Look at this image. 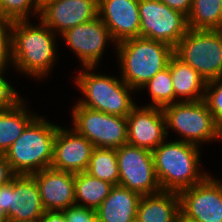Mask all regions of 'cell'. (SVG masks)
Masks as SVG:
<instances>
[{
	"mask_svg": "<svg viewBox=\"0 0 222 222\" xmlns=\"http://www.w3.org/2000/svg\"><path fill=\"white\" fill-rule=\"evenodd\" d=\"M11 30L14 69L37 80L48 77L57 60V34L40 19L39 25L29 20L12 21Z\"/></svg>",
	"mask_w": 222,
	"mask_h": 222,
	"instance_id": "obj_1",
	"label": "cell"
},
{
	"mask_svg": "<svg viewBox=\"0 0 222 222\" xmlns=\"http://www.w3.org/2000/svg\"><path fill=\"white\" fill-rule=\"evenodd\" d=\"M200 150L191 143L165 139L152 151L155 174L162 191L179 193L209 175L199 169L202 164Z\"/></svg>",
	"mask_w": 222,
	"mask_h": 222,
	"instance_id": "obj_2",
	"label": "cell"
},
{
	"mask_svg": "<svg viewBox=\"0 0 222 222\" xmlns=\"http://www.w3.org/2000/svg\"><path fill=\"white\" fill-rule=\"evenodd\" d=\"M120 77L135 91L141 90L156 73L168 67L174 48L146 37H135L116 44Z\"/></svg>",
	"mask_w": 222,
	"mask_h": 222,
	"instance_id": "obj_3",
	"label": "cell"
},
{
	"mask_svg": "<svg viewBox=\"0 0 222 222\" xmlns=\"http://www.w3.org/2000/svg\"><path fill=\"white\" fill-rule=\"evenodd\" d=\"M40 116L37 115L27 125L21 136L4 153L15 175H31L51 167L59 125Z\"/></svg>",
	"mask_w": 222,
	"mask_h": 222,
	"instance_id": "obj_4",
	"label": "cell"
},
{
	"mask_svg": "<svg viewBox=\"0 0 222 222\" xmlns=\"http://www.w3.org/2000/svg\"><path fill=\"white\" fill-rule=\"evenodd\" d=\"M95 68L83 67L76 75L75 85L84 95L77 103L106 114L127 117L137 105L131 97L135 90L121 77L101 75L94 71Z\"/></svg>",
	"mask_w": 222,
	"mask_h": 222,
	"instance_id": "obj_5",
	"label": "cell"
},
{
	"mask_svg": "<svg viewBox=\"0 0 222 222\" xmlns=\"http://www.w3.org/2000/svg\"><path fill=\"white\" fill-rule=\"evenodd\" d=\"M163 112L167 137L168 130L172 129L181 137L180 141L198 147L205 142L220 140V125L215 121L204 100L176 102L164 107Z\"/></svg>",
	"mask_w": 222,
	"mask_h": 222,
	"instance_id": "obj_6",
	"label": "cell"
},
{
	"mask_svg": "<svg viewBox=\"0 0 222 222\" xmlns=\"http://www.w3.org/2000/svg\"><path fill=\"white\" fill-rule=\"evenodd\" d=\"M174 55L190 65L206 82L222 76V30L188 29Z\"/></svg>",
	"mask_w": 222,
	"mask_h": 222,
	"instance_id": "obj_7",
	"label": "cell"
},
{
	"mask_svg": "<svg viewBox=\"0 0 222 222\" xmlns=\"http://www.w3.org/2000/svg\"><path fill=\"white\" fill-rule=\"evenodd\" d=\"M72 127L96 148L117 149L127 144V117L106 114L76 103L71 112Z\"/></svg>",
	"mask_w": 222,
	"mask_h": 222,
	"instance_id": "obj_8",
	"label": "cell"
},
{
	"mask_svg": "<svg viewBox=\"0 0 222 222\" xmlns=\"http://www.w3.org/2000/svg\"><path fill=\"white\" fill-rule=\"evenodd\" d=\"M140 37L175 48L188 31L187 16L160 0H139Z\"/></svg>",
	"mask_w": 222,
	"mask_h": 222,
	"instance_id": "obj_9",
	"label": "cell"
},
{
	"mask_svg": "<svg viewBox=\"0 0 222 222\" xmlns=\"http://www.w3.org/2000/svg\"><path fill=\"white\" fill-rule=\"evenodd\" d=\"M119 185L141 196L160 193L152 151L124 144L116 149Z\"/></svg>",
	"mask_w": 222,
	"mask_h": 222,
	"instance_id": "obj_10",
	"label": "cell"
},
{
	"mask_svg": "<svg viewBox=\"0 0 222 222\" xmlns=\"http://www.w3.org/2000/svg\"><path fill=\"white\" fill-rule=\"evenodd\" d=\"M180 214L194 222H222V180L210 174L179 192Z\"/></svg>",
	"mask_w": 222,
	"mask_h": 222,
	"instance_id": "obj_11",
	"label": "cell"
},
{
	"mask_svg": "<svg viewBox=\"0 0 222 222\" xmlns=\"http://www.w3.org/2000/svg\"><path fill=\"white\" fill-rule=\"evenodd\" d=\"M60 37L76 54L82 67L98 66L106 45L111 41L117 44L99 16L66 30Z\"/></svg>",
	"mask_w": 222,
	"mask_h": 222,
	"instance_id": "obj_12",
	"label": "cell"
},
{
	"mask_svg": "<svg viewBox=\"0 0 222 222\" xmlns=\"http://www.w3.org/2000/svg\"><path fill=\"white\" fill-rule=\"evenodd\" d=\"M98 16V0H47L40 20L60 36L66 30Z\"/></svg>",
	"mask_w": 222,
	"mask_h": 222,
	"instance_id": "obj_13",
	"label": "cell"
},
{
	"mask_svg": "<svg viewBox=\"0 0 222 222\" xmlns=\"http://www.w3.org/2000/svg\"><path fill=\"white\" fill-rule=\"evenodd\" d=\"M127 132L128 144L153 151L167 139L163 109L136 105L127 116Z\"/></svg>",
	"mask_w": 222,
	"mask_h": 222,
	"instance_id": "obj_14",
	"label": "cell"
},
{
	"mask_svg": "<svg viewBox=\"0 0 222 222\" xmlns=\"http://www.w3.org/2000/svg\"><path fill=\"white\" fill-rule=\"evenodd\" d=\"M94 145L73 128L59 126L54 140L51 168L72 173L86 172Z\"/></svg>",
	"mask_w": 222,
	"mask_h": 222,
	"instance_id": "obj_15",
	"label": "cell"
},
{
	"mask_svg": "<svg viewBox=\"0 0 222 222\" xmlns=\"http://www.w3.org/2000/svg\"><path fill=\"white\" fill-rule=\"evenodd\" d=\"M98 16L116 43L140 36L139 0H98Z\"/></svg>",
	"mask_w": 222,
	"mask_h": 222,
	"instance_id": "obj_16",
	"label": "cell"
},
{
	"mask_svg": "<svg viewBox=\"0 0 222 222\" xmlns=\"http://www.w3.org/2000/svg\"><path fill=\"white\" fill-rule=\"evenodd\" d=\"M45 211H63L75 205V173L46 168L31 174Z\"/></svg>",
	"mask_w": 222,
	"mask_h": 222,
	"instance_id": "obj_17",
	"label": "cell"
},
{
	"mask_svg": "<svg viewBox=\"0 0 222 222\" xmlns=\"http://www.w3.org/2000/svg\"><path fill=\"white\" fill-rule=\"evenodd\" d=\"M44 213L35 179L31 175H15L10 180L9 222L41 220Z\"/></svg>",
	"mask_w": 222,
	"mask_h": 222,
	"instance_id": "obj_18",
	"label": "cell"
},
{
	"mask_svg": "<svg viewBox=\"0 0 222 222\" xmlns=\"http://www.w3.org/2000/svg\"><path fill=\"white\" fill-rule=\"evenodd\" d=\"M142 196L128 188L116 185L96 209L100 222H135Z\"/></svg>",
	"mask_w": 222,
	"mask_h": 222,
	"instance_id": "obj_19",
	"label": "cell"
},
{
	"mask_svg": "<svg viewBox=\"0 0 222 222\" xmlns=\"http://www.w3.org/2000/svg\"><path fill=\"white\" fill-rule=\"evenodd\" d=\"M168 67L175 92V103L204 100L207 82L197 71L175 55L170 58Z\"/></svg>",
	"mask_w": 222,
	"mask_h": 222,
	"instance_id": "obj_20",
	"label": "cell"
},
{
	"mask_svg": "<svg viewBox=\"0 0 222 222\" xmlns=\"http://www.w3.org/2000/svg\"><path fill=\"white\" fill-rule=\"evenodd\" d=\"M179 214V193L161 191L140 198L136 222H176Z\"/></svg>",
	"mask_w": 222,
	"mask_h": 222,
	"instance_id": "obj_21",
	"label": "cell"
},
{
	"mask_svg": "<svg viewBox=\"0 0 222 222\" xmlns=\"http://www.w3.org/2000/svg\"><path fill=\"white\" fill-rule=\"evenodd\" d=\"M24 101L21 96L10 106L0 109V154H4L11 147L37 116L30 109H26Z\"/></svg>",
	"mask_w": 222,
	"mask_h": 222,
	"instance_id": "obj_22",
	"label": "cell"
},
{
	"mask_svg": "<svg viewBox=\"0 0 222 222\" xmlns=\"http://www.w3.org/2000/svg\"><path fill=\"white\" fill-rule=\"evenodd\" d=\"M113 187V184L92 177L87 172L75 173V205L96 210Z\"/></svg>",
	"mask_w": 222,
	"mask_h": 222,
	"instance_id": "obj_23",
	"label": "cell"
},
{
	"mask_svg": "<svg viewBox=\"0 0 222 222\" xmlns=\"http://www.w3.org/2000/svg\"><path fill=\"white\" fill-rule=\"evenodd\" d=\"M188 28L222 30V0H192Z\"/></svg>",
	"mask_w": 222,
	"mask_h": 222,
	"instance_id": "obj_24",
	"label": "cell"
},
{
	"mask_svg": "<svg viewBox=\"0 0 222 222\" xmlns=\"http://www.w3.org/2000/svg\"><path fill=\"white\" fill-rule=\"evenodd\" d=\"M86 172L95 178L119 185L116 149L94 148Z\"/></svg>",
	"mask_w": 222,
	"mask_h": 222,
	"instance_id": "obj_25",
	"label": "cell"
},
{
	"mask_svg": "<svg viewBox=\"0 0 222 222\" xmlns=\"http://www.w3.org/2000/svg\"><path fill=\"white\" fill-rule=\"evenodd\" d=\"M148 89L151 96L149 107L164 108L175 103V92L172 85L170 68L156 73L141 89Z\"/></svg>",
	"mask_w": 222,
	"mask_h": 222,
	"instance_id": "obj_26",
	"label": "cell"
},
{
	"mask_svg": "<svg viewBox=\"0 0 222 222\" xmlns=\"http://www.w3.org/2000/svg\"><path fill=\"white\" fill-rule=\"evenodd\" d=\"M42 5V0H0V19L30 20L32 14L39 17Z\"/></svg>",
	"mask_w": 222,
	"mask_h": 222,
	"instance_id": "obj_27",
	"label": "cell"
},
{
	"mask_svg": "<svg viewBox=\"0 0 222 222\" xmlns=\"http://www.w3.org/2000/svg\"><path fill=\"white\" fill-rule=\"evenodd\" d=\"M209 111L212 113L215 121L222 125V76L208 81L206 84L205 98Z\"/></svg>",
	"mask_w": 222,
	"mask_h": 222,
	"instance_id": "obj_28",
	"label": "cell"
},
{
	"mask_svg": "<svg viewBox=\"0 0 222 222\" xmlns=\"http://www.w3.org/2000/svg\"><path fill=\"white\" fill-rule=\"evenodd\" d=\"M12 21L0 19V68L12 65Z\"/></svg>",
	"mask_w": 222,
	"mask_h": 222,
	"instance_id": "obj_29",
	"label": "cell"
},
{
	"mask_svg": "<svg viewBox=\"0 0 222 222\" xmlns=\"http://www.w3.org/2000/svg\"><path fill=\"white\" fill-rule=\"evenodd\" d=\"M66 218V222H94L96 210L84 206L73 205L62 211Z\"/></svg>",
	"mask_w": 222,
	"mask_h": 222,
	"instance_id": "obj_30",
	"label": "cell"
},
{
	"mask_svg": "<svg viewBox=\"0 0 222 222\" xmlns=\"http://www.w3.org/2000/svg\"><path fill=\"white\" fill-rule=\"evenodd\" d=\"M8 68H0V109L13 104L21 95L3 76ZM7 80V81H6Z\"/></svg>",
	"mask_w": 222,
	"mask_h": 222,
	"instance_id": "obj_31",
	"label": "cell"
},
{
	"mask_svg": "<svg viewBox=\"0 0 222 222\" xmlns=\"http://www.w3.org/2000/svg\"><path fill=\"white\" fill-rule=\"evenodd\" d=\"M162 3L167 5L169 8L177 10L189 15L192 6V0H160Z\"/></svg>",
	"mask_w": 222,
	"mask_h": 222,
	"instance_id": "obj_32",
	"label": "cell"
},
{
	"mask_svg": "<svg viewBox=\"0 0 222 222\" xmlns=\"http://www.w3.org/2000/svg\"><path fill=\"white\" fill-rule=\"evenodd\" d=\"M14 176L5 155L0 154V185L8 183Z\"/></svg>",
	"mask_w": 222,
	"mask_h": 222,
	"instance_id": "obj_33",
	"label": "cell"
},
{
	"mask_svg": "<svg viewBox=\"0 0 222 222\" xmlns=\"http://www.w3.org/2000/svg\"><path fill=\"white\" fill-rule=\"evenodd\" d=\"M0 207H2L9 217L10 209V181L0 185Z\"/></svg>",
	"mask_w": 222,
	"mask_h": 222,
	"instance_id": "obj_34",
	"label": "cell"
},
{
	"mask_svg": "<svg viewBox=\"0 0 222 222\" xmlns=\"http://www.w3.org/2000/svg\"><path fill=\"white\" fill-rule=\"evenodd\" d=\"M41 222H66V218L62 211H45Z\"/></svg>",
	"mask_w": 222,
	"mask_h": 222,
	"instance_id": "obj_35",
	"label": "cell"
},
{
	"mask_svg": "<svg viewBox=\"0 0 222 222\" xmlns=\"http://www.w3.org/2000/svg\"><path fill=\"white\" fill-rule=\"evenodd\" d=\"M0 222H9L8 214L2 207H0Z\"/></svg>",
	"mask_w": 222,
	"mask_h": 222,
	"instance_id": "obj_36",
	"label": "cell"
},
{
	"mask_svg": "<svg viewBox=\"0 0 222 222\" xmlns=\"http://www.w3.org/2000/svg\"><path fill=\"white\" fill-rule=\"evenodd\" d=\"M176 222H194V221L189 220V219L185 218L184 216H182L181 214H179Z\"/></svg>",
	"mask_w": 222,
	"mask_h": 222,
	"instance_id": "obj_37",
	"label": "cell"
},
{
	"mask_svg": "<svg viewBox=\"0 0 222 222\" xmlns=\"http://www.w3.org/2000/svg\"><path fill=\"white\" fill-rule=\"evenodd\" d=\"M16 222H41V220H30V221H16Z\"/></svg>",
	"mask_w": 222,
	"mask_h": 222,
	"instance_id": "obj_38",
	"label": "cell"
},
{
	"mask_svg": "<svg viewBox=\"0 0 222 222\" xmlns=\"http://www.w3.org/2000/svg\"><path fill=\"white\" fill-rule=\"evenodd\" d=\"M220 139L222 140V125L220 126Z\"/></svg>",
	"mask_w": 222,
	"mask_h": 222,
	"instance_id": "obj_39",
	"label": "cell"
}]
</instances>
